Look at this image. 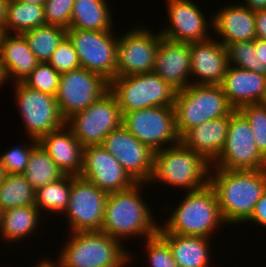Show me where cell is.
<instances>
[{"instance_id": "277c9868", "label": "cell", "mask_w": 266, "mask_h": 267, "mask_svg": "<svg viewBox=\"0 0 266 267\" xmlns=\"http://www.w3.org/2000/svg\"><path fill=\"white\" fill-rule=\"evenodd\" d=\"M170 214L165 226L160 225L158 234L210 238L214 229L226 224L221 216L216 193L210 184L187 192L183 201Z\"/></svg>"}, {"instance_id": "681fc988", "label": "cell", "mask_w": 266, "mask_h": 267, "mask_svg": "<svg viewBox=\"0 0 266 267\" xmlns=\"http://www.w3.org/2000/svg\"><path fill=\"white\" fill-rule=\"evenodd\" d=\"M38 264V265H37ZM34 267H51L49 263L44 259L37 263Z\"/></svg>"}, {"instance_id": "e575fe53", "label": "cell", "mask_w": 266, "mask_h": 267, "mask_svg": "<svg viewBox=\"0 0 266 267\" xmlns=\"http://www.w3.org/2000/svg\"><path fill=\"white\" fill-rule=\"evenodd\" d=\"M239 111L249 121L257 148L266 158V104L246 105Z\"/></svg>"}, {"instance_id": "8d00e7d4", "label": "cell", "mask_w": 266, "mask_h": 267, "mask_svg": "<svg viewBox=\"0 0 266 267\" xmlns=\"http://www.w3.org/2000/svg\"><path fill=\"white\" fill-rule=\"evenodd\" d=\"M48 63L60 74L81 68L76 49L67 36L52 53Z\"/></svg>"}, {"instance_id": "f6af8a7d", "label": "cell", "mask_w": 266, "mask_h": 267, "mask_svg": "<svg viewBox=\"0 0 266 267\" xmlns=\"http://www.w3.org/2000/svg\"><path fill=\"white\" fill-rule=\"evenodd\" d=\"M8 1L9 0H0V32H3Z\"/></svg>"}, {"instance_id": "8992f818", "label": "cell", "mask_w": 266, "mask_h": 267, "mask_svg": "<svg viewBox=\"0 0 266 267\" xmlns=\"http://www.w3.org/2000/svg\"><path fill=\"white\" fill-rule=\"evenodd\" d=\"M176 130L180 138L191 128L205 122L230 116V106L221 85L190 84L176 92L174 102Z\"/></svg>"}, {"instance_id": "ab89813d", "label": "cell", "mask_w": 266, "mask_h": 267, "mask_svg": "<svg viewBox=\"0 0 266 267\" xmlns=\"http://www.w3.org/2000/svg\"><path fill=\"white\" fill-rule=\"evenodd\" d=\"M74 0H46L44 3V18L46 24L70 26Z\"/></svg>"}, {"instance_id": "7402d4cb", "label": "cell", "mask_w": 266, "mask_h": 267, "mask_svg": "<svg viewBox=\"0 0 266 267\" xmlns=\"http://www.w3.org/2000/svg\"><path fill=\"white\" fill-rule=\"evenodd\" d=\"M38 142L64 175H80L84 147L66 124L44 135Z\"/></svg>"}, {"instance_id": "c3c4849f", "label": "cell", "mask_w": 266, "mask_h": 267, "mask_svg": "<svg viewBox=\"0 0 266 267\" xmlns=\"http://www.w3.org/2000/svg\"><path fill=\"white\" fill-rule=\"evenodd\" d=\"M5 175L6 173H5L4 167L2 166L1 161H0V184L3 182Z\"/></svg>"}, {"instance_id": "d590c367", "label": "cell", "mask_w": 266, "mask_h": 267, "mask_svg": "<svg viewBox=\"0 0 266 267\" xmlns=\"http://www.w3.org/2000/svg\"><path fill=\"white\" fill-rule=\"evenodd\" d=\"M226 49L229 65L255 71L256 51L254 48V40L230 43L226 46Z\"/></svg>"}, {"instance_id": "bcb514c9", "label": "cell", "mask_w": 266, "mask_h": 267, "mask_svg": "<svg viewBox=\"0 0 266 267\" xmlns=\"http://www.w3.org/2000/svg\"><path fill=\"white\" fill-rule=\"evenodd\" d=\"M6 70L3 68L2 64L0 63V85L8 81ZM1 87V86H0Z\"/></svg>"}, {"instance_id": "ac0fdd59", "label": "cell", "mask_w": 266, "mask_h": 267, "mask_svg": "<svg viewBox=\"0 0 266 267\" xmlns=\"http://www.w3.org/2000/svg\"><path fill=\"white\" fill-rule=\"evenodd\" d=\"M166 2H168L169 24L160 32L163 38L182 43L211 38L207 31L208 21L194 2L191 0H166Z\"/></svg>"}, {"instance_id": "d6a6232c", "label": "cell", "mask_w": 266, "mask_h": 267, "mask_svg": "<svg viewBox=\"0 0 266 267\" xmlns=\"http://www.w3.org/2000/svg\"><path fill=\"white\" fill-rule=\"evenodd\" d=\"M71 193V175H64L58 181L38 187L35 195V206L53 213L64 214L69 205Z\"/></svg>"}, {"instance_id": "d4e9b609", "label": "cell", "mask_w": 266, "mask_h": 267, "mask_svg": "<svg viewBox=\"0 0 266 267\" xmlns=\"http://www.w3.org/2000/svg\"><path fill=\"white\" fill-rule=\"evenodd\" d=\"M12 34L0 33V63L8 78L15 79V82H23L39 61L25 37L22 34Z\"/></svg>"}, {"instance_id": "2e32d148", "label": "cell", "mask_w": 266, "mask_h": 267, "mask_svg": "<svg viewBox=\"0 0 266 267\" xmlns=\"http://www.w3.org/2000/svg\"><path fill=\"white\" fill-rule=\"evenodd\" d=\"M101 146L119 161L136 183H149L153 173L154 151L123 125L110 132Z\"/></svg>"}, {"instance_id": "3957f363", "label": "cell", "mask_w": 266, "mask_h": 267, "mask_svg": "<svg viewBox=\"0 0 266 267\" xmlns=\"http://www.w3.org/2000/svg\"><path fill=\"white\" fill-rule=\"evenodd\" d=\"M70 235L71 240L68 239L60 251L58 263L45 258L51 267H125L132 260L121 241L102 231H80Z\"/></svg>"}, {"instance_id": "d6986e66", "label": "cell", "mask_w": 266, "mask_h": 267, "mask_svg": "<svg viewBox=\"0 0 266 267\" xmlns=\"http://www.w3.org/2000/svg\"><path fill=\"white\" fill-rule=\"evenodd\" d=\"M190 58L191 75L197 76L192 84H222L229 60L227 49L219 40L209 38L190 43Z\"/></svg>"}, {"instance_id": "6da1fadb", "label": "cell", "mask_w": 266, "mask_h": 267, "mask_svg": "<svg viewBox=\"0 0 266 267\" xmlns=\"http://www.w3.org/2000/svg\"><path fill=\"white\" fill-rule=\"evenodd\" d=\"M211 170L215 169H210L209 184L216 193L224 222L235 224L247 221L266 190V169L217 168L213 175Z\"/></svg>"}, {"instance_id": "83f0119b", "label": "cell", "mask_w": 266, "mask_h": 267, "mask_svg": "<svg viewBox=\"0 0 266 267\" xmlns=\"http://www.w3.org/2000/svg\"><path fill=\"white\" fill-rule=\"evenodd\" d=\"M41 213L35 205L10 208L3 211L0 232L5 241L23 240L39 225Z\"/></svg>"}, {"instance_id": "ba28073f", "label": "cell", "mask_w": 266, "mask_h": 267, "mask_svg": "<svg viewBox=\"0 0 266 267\" xmlns=\"http://www.w3.org/2000/svg\"><path fill=\"white\" fill-rule=\"evenodd\" d=\"M211 168L266 169V158L257 148L250 123L239 110H234L229 116V127L224 146Z\"/></svg>"}, {"instance_id": "9c48e42d", "label": "cell", "mask_w": 266, "mask_h": 267, "mask_svg": "<svg viewBox=\"0 0 266 267\" xmlns=\"http://www.w3.org/2000/svg\"><path fill=\"white\" fill-rule=\"evenodd\" d=\"M123 115L115 96L107 91L82 112L66 121L83 147L101 145L105 137L122 126Z\"/></svg>"}, {"instance_id": "7a4b0ae2", "label": "cell", "mask_w": 266, "mask_h": 267, "mask_svg": "<svg viewBox=\"0 0 266 267\" xmlns=\"http://www.w3.org/2000/svg\"><path fill=\"white\" fill-rule=\"evenodd\" d=\"M146 184L136 183L127 190L108 193L102 232L118 240L131 235H145L147 240L158 233L160 225L154 222L150 208L139 193Z\"/></svg>"}, {"instance_id": "f546056e", "label": "cell", "mask_w": 266, "mask_h": 267, "mask_svg": "<svg viewBox=\"0 0 266 267\" xmlns=\"http://www.w3.org/2000/svg\"><path fill=\"white\" fill-rule=\"evenodd\" d=\"M22 35L36 59L39 62H48L52 53L67 36V29L58 25L46 24L28 30Z\"/></svg>"}, {"instance_id": "7dc6e473", "label": "cell", "mask_w": 266, "mask_h": 267, "mask_svg": "<svg viewBox=\"0 0 266 267\" xmlns=\"http://www.w3.org/2000/svg\"><path fill=\"white\" fill-rule=\"evenodd\" d=\"M14 1L21 3H28V4H37L42 6H44V3L46 2V0H14Z\"/></svg>"}, {"instance_id": "ffe728a7", "label": "cell", "mask_w": 266, "mask_h": 267, "mask_svg": "<svg viewBox=\"0 0 266 267\" xmlns=\"http://www.w3.org/2000/svg\"><path fill=\"white\" fill-rule=\"evenodd\" d=\"M190 59V43L162 38L156 53L153 72L177 91L185 89L192 84L188 81V78H191Z\"/></svg>"}, {"instance_id": "f35d334b", "label": "cell", "mask_w": 266, "mask_h": 267, "mask_svg": "<svg viewBox=\"0 0 266 267\" xmlns=\"http://www.w3.org/2000/svg\"><path fill=\"white\" fill-rule=\"evenodd\" d=\"M145 243L151 267H179L169 244L158 233Z\"/></svg>"}, {"instance_id": "ee69618b", "label": "cell", "mask_w": 266, "mask_h": 267, "mask_svg": "<svg viewBox=\"0 0 266 267\" xmlns=\"http://www.w3.org/2000/svg\"><path fill=\"white\" fill-rule=\"evenodd\" d=\"M246 4H242L251 10L266 9V0H244Z\"/></svg>"}, {"instance_id": "1f68e13d", "label": "cell", "mask_w": 266, "mask_h": 267, "mask_svg": "<svg viewBox=\"0 0 266 267\" xmlns=\"http://www.w3.org/2000/svg\"><path fill=\"white\" fill-rule=\"evenodd\" d=\"M23 174L35 190L38 187L58 181L64 176L50 155L39 144L32 150Z\"/></svg>"}, {"instance_id": "e0dca14e", "label": "cell", "mask_w": 266, "mask_h": 267, "mask_svg": "<svg viewBox=\"0 0 266 267\" xmlns=\"http://www.w3.org/2000/svg\"><path fill=\"white\" fill-rule=\"evenodd\" d=\"M79 176L107 193L127 190L136 184L119 161L101 145L83 148V168Z\"/></svg>"}, {"instance_id": "f1b7e54d", "label": "cell", "mask_w": 266, "mask_h": 267, "mask_svg": "<svg viewBox=\"0 0 266 267\" xmlns=\"http://www.w3.org/2000/svg\"><path fill=\"white\" fill-rule=\"evenodd\" d=\"M42 25H46L44 6L8 1L3 32L10 34L12 31L15 34H22Z\"/></svg>"}, {"instance_id": "74e56055", "label": "cell", "mask_w": 266, "mask_h": 267, "mask_svg": "<svg viewBox=\"0 0 266 267\" xmlns=\"http://www.w3.org/2000/svg\"><path fill=\"white\" fill-rule=\"evenodd\" d=\"M39 144L33 140L30 146L12 147L0 156L6 174H23L29 162L32 150Z\"/></svg>"}, {"instance_id": "30bf717a", "label": "cell", "mask_w": 266, "mask_h": 267, "mask_svg": "<svg viewBox=\"0 0 266 267\" xmlns=\"http://www.w3.org/2000/svg\"><path fill=\"white\" fill-rule=\"evenodd\" d=\"M122 115V125L154 152L165 148V144L169 143L170 147L180 143L173 106H157Z\"/></svg>"}, {"instance_id": "4316f807", "label": "cell", "mask_w": 266, "mask_h": 267, "mask_svg": "<svg viewBox=\"0 0 266 267\" xmlns=\"http://www.w3.org/2000/svg\"><path fill=\"white\" fill-rule=\"evenodd\" d=\"M106 0H74L68 29L103 31L112 29Z\"/></svg>"}, {"instance_id": "8fae6325", "label": "cell", "mask_w": 266, "mask_h": 267, "mask_svg": "<svg viewBox=\"0 0 266 267\" xmlns=\"http://www.w3.org/2000/svg\"><path fill=\"white\" fill-rule=\"evenodd\" d=\"M15 100L19 108L25 129L31 142L39 141L44 135L66 124L55 96L26 86L23 82H14Z\"/></svg>"}, {"instance_id": "9a60e30c", "label": "cell", "mask_w": 266, "mask_h": 267, "mask_svg": "<svg viewBox=\"0 0 266 267\" xmlns=\"http://www.w3.org/2000/svg\"><path fill=\"white\" fill-rule=\"evenodd\" d=\"M136 26L121 35L117 43L116 76H131L153 71L160 32L153 33L147 27Z\"/></svg>"}, {"instance_id": "f907efd6", "label": "cell", "mask_w": 266, "mask_h": 267, "mask_svg": "<svg viewBox=\"0 0 266 267\" xmlns=\"http://www.w3.org/2000/svg\"><path fill=\"white\" fill-rule=\"evenodd\" d=\"M2 218H3V210L0 207V228H1V225H2Z\"/></svg>"}, {"instance_id": "836d02e7", "label": "cell", "mask_w": 266, "mask_h": 267, "mask_svg": "<svg viewBox=\"0 0 266 267\" xmlns=\"http://www.w3.org/2000/svg\"><path fill=\"white\" fill-rule=\"evenodd\" d=\"M60 75L48 62H39L23 83L31 89L56 96Z\"/></svg>"}, {"instance_id": "b9f144b4", "label": "cell", "mask_w": 266, "mask_h": 267, "mask_svg": "<svg viewBox=\"0 0 266 267\" xmlns=\"http://www.w3.org/2000/svg\"><path fill=\"white\" fill-rule=\"evenodd\" d=\"M247 221H252L253 223L266 227V190L262 194L260 200L256 203L255 209Z\"/></svg>"}, {"instance_id": "4dcf8cb0", "label": "cell", "mask_w": 266, "mask_h": 267, "mask_svg": "<svg viewBox=\"0 0 266 267\" xmlns=\"http://www.w3.org/2000/svg\"><path fill=\"white\" fill-rule=\"evenodd\" d=\"M36 190L24 174H6L0 184V207L3 211L35 205Z\"/></svg>"}, {"instance_id": "4fadbf2b", "label": "cell", "mask_w": 266, "mask_h": 267, "mask_svg": "<svg viewBox=\"0 0 266 267\" xmlns=\"http://www.w3.org/2000/svg\"><path fill=\"white\" fill-rule=\"evenodd\" d=\"M109 91V81L98 73L79 68L60 75L55 96L65 122Z\"/></svg>"}, {"instance_id": "484cf974", "label": "cell", "mask_w": 266, "mask_h": 267, "mask_svg": "<svg viewBox=\"0 0 266 267\" xmlns=\"http://www.w3.org/2000/svg\"><path fill=\"white\" fill-rule=\"evenodd\" d=\"M159 235L169 244L179 267H209V238L180 234Z\"/></svg>"}, {"instance_id": "5b68a950", "label": "cell", "mask_w": 266, "mask_h": 267, "mask_svg": "<svg viewBox=\"0 0 266 267\" xmlns=\"http://www.w3.org/2000/svg\"><path fill=\"white\" fill-rule=\"evenodd\" d=\"M154 152L153 173L149 183L159 181L186 191L209 184L211 163L181 142Z\"/></svg>"}, {"instance_id": "7c38bea8", "label": "cell", "mask_w": 266, "mask_h": 267, "mask_svg": "<svg viewBox=\"0 0 266 267\" xmlns=\"http://www.w3.org/2000/svg\"><path fill=\"white\" fill-rule=\"evenodd\" d=\"M112 30L67 29V37L76 49L81 68L102 75L107 81L116 77L118 37Z\"/></svg>"}, {"instance_id": "5bb4252c", "label": "cell", "mask_w": 266, "mask_h": 267, "mask_svg": "<svg viewBox=\"0 0 266 267\" xmlns=\"http://www.w3.org/2000/svg\"><path fill=\"white\" fill-rule=\"evenodd\" d=\"M108 193L93 183L71 175V193L67 215L70 233L101 231Z\"/></svg>"}, {"instance_id": "60d3db41", "label": "cell", "mask_w": 266, "mask_h": 267, "mask_svg": "<svg viewBox=\"0 0 266 267\" xmlns=\"http://www.w3.org/2000/svg\"><path fill=\"white\" fill-rule=\"evenodd\" d=\"M254 48L256 51L255 72L266 76V40L255 39Z\"/></svg>"}, {"instance_id": "603a6c76", "label": "cell", "mask_w": 266, "mask_h": 267, "mask_svg": "<svg viewBox=\"0 0 266 267\" xmlns=\"http://www.w3.org/2000/svg\"><path fill=\"white\" fill-rule=\"evenodd\" d=\"M210 23L223 39L226 47L230 43L252 41L256 39L255 10L241 4H230L219 10Z\"/></svg>"}, {"instance_id": "44dd1931", "label": "cell", "mask_w": 266, "mask_h": 267, "mask_svg": "<svg viewBox=\"0 0 266 267\" xmlns=\"http://www.w3.org/2000/svg\"><path fill=\"white\" fill-rule=\"evenodd\" d=\"M221 87L234 110L266 100V76L255 71L229 65Z\"/></svg>"}, {"instance_id": "cb8c5ba5", "label": "cell", "mask_w": 266, "mask_h": 267, "mask_svg": "<svg viewBox=\"0 0 266 267\" xmlns=\"http://www.w3.org/2000/svg\"><path fill=\"white\" fill-rule=\"evenodd\" d=\"M228 127L229 116L205 121L188 130L180 142L212 164L224 146Z\"/></svg>"}, {"instance_id": "52a82bcc", "label": "cell", "mask_w": 266, "mask_h": 267, "mask_svg": "<svg viewBox=\"0 0 266 267\" xmlns=\"http://www.w3.org/2000/svg\"><path fill=\"white\" fill-rule=\"evenodd\" d=\"M122 114L157 106H173L177 90L155 72L116 76L109 82Z\"/></svg>"}, {"instance_id": "7bdbcfd3", "label": "cell", "mask_w": 266, "mask_h": 267, "mask_svg": "<svg viewBox=\"0 0 266 267\" xmlns=\"http://www.w3.org/2000/svg\"><path fill=\"white\" fill-rule=\"evenodd\" d=\"M256 39L266 40V9L255 10Z\"/></svg>"}]
</instances>
